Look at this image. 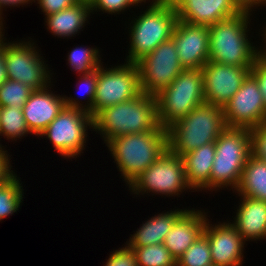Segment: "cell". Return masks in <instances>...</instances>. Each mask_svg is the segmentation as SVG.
Masks as SVG:
<instances>
[{"instance_id":"16","label":"cell","mask_w":266,"mask_h":266,"mask_svg":"<svg viewBox=\"0 0 266 266\" xmlns=\"http://www.w3.org/2000/svg\"><path fill=\"white\" fill-rule=\"evenodd\" d=\"M172 39L184 69H202L209 61V26L178 20Z\"/></svg>"},{"instance_id":"7","label":"cell","mask_w":266,"mask_h":266,"mask_svg":"<svg viewBox=\"0 0 266 266\" xmlns=\"http://www.w3.org/2000/svg\"><path fill=\"white\" fill-rule=\"evenodd\" d=\"M159 125L167 129L205 102L201 69H184L156 96Z\"/></svg>"},{"instance_id":"35","label":"cell","mask_w":266,"mask_h":266,"mask_svg":"<svg viewBox=\"0 0 266 266\" xmlns=\"http://www.w3.org/2000/svg\"><path fill=\"white\" fill-rule=\"evenodd\" d=\"M44 16L57 13L77 3V0H34Z\"/></svg>"},{"instance_id":"11","label":"cell","mask_w":266,"mask_h":266,"mask_svg":"<svg viewBox=\"0 0 266 266\" xmlns=\"http://www.w3.org/2000/svg\"><path fill=\"white\" fill-rule=\"evenodd\" d=\"M141 93L137 64L125 63L97 69L93 117L103 108L134 99Z\"/></svg>"},{"instance_id":"23","label":"cell","mask_w":266,"mask_h":266,"mask_svg":"<svg viewBox=\"0 0 266 266\" xmlns=\"http://www.w3.org/2000/svg\"><path fill=\"white\" fill-rule=\"evenodd\" d=\"M91 8L81 3H75L67 9L45 16V26L49 33L59 38H70L83 31L90 18Z\"/></svg>"},{"instance_id":"3","label":"cell","mask_w":266,"mask_h":266,"mask_svg":"<svg viewBox=\"0 0 266 266\" xmlns=\"http://www.w3.org/2000/svg\"><path fill=\"white\" fill-rule=\"evenodd\" d=\"M252 12L243 9L237 15L209 26V61L229 66L254 65L259 48L248 40Z\"/></svg>"},{"instance_id":"25","label":"cell","mask_w":266,"mask_h":266,"mask_svg":"<svg viewBox=\"0 0 266 266\" xmlns=\"http://www.w3.org/2000/svg\"><path fill=\"white\" fill-rule=\"evenodd\" d=\"M26 134L32 135L29 131L22 108L19 106L0 107V136L7 140L16 141Z\"/></svg>"},{"instance_id":"38","label":"cell","mask_w":266,"mask_h":266,"mask_svg":"<svg viewBox=\"0 0 266 266\" xmlns=\"http://www.w3.org/2000/svg\"><path fill=\"white\" fill-rule=\"evenodd\" d=\"M242 9H247L251 10L257 9V7L261 6L260 8L262 9V6H266V0H235Z\"/></svg>"},{"instance_id":"44","label":"cell","mask_w":266,"mask_h":266,"mask_svg":"<svg viewBox=\"0 0 266 266\" xmlns=\"http://www.w3.org/2000/svg\"><path fill=\"white\" fill-rule=\"evenodd\" d=\"M4 21L5 20H4L3 16H1V14H0V33L5 32V31H3V30H5L4 25H3V24H5V23H3Z\"/></svg>"},{"instance_id":"40","label":"cell","mask_w":266,"mask_h":266,"mask_svg":"<svg viewBox=\"0 0 266 266\" xmlns=\"http://www.w3.org/2000/svg\"><path fill=\"white\" fill-rule=\"evenodd\" d=\"M8 79L3 50L0 48V86Z\"/></svg>"},{"instance_id":"28","label":"cell","mask_w":266,"mask_h":266,"mask_svg":"<svg viewBox=\"0 0 266 266\" xmlns=\"http://www.w3.org/2000/svg\"><path fill=\"white\" fill-rule=\"evenodd\" d=\"M129 248L135 252L138 266H176V260L163 244Z\"/></svg>"},{"instance_id":"18","label":"cell","mask_w":266,"mask_h":266,"mask_svg":"<svg viewBox=\"0 0 266 266\" xmlns=\"http://www.w3.org/2000/svg\"><path fill=\"white\" fill-rule=\"evenodd\" d=\"M52 85L42 90H34L22 107L26 125L35 136H38L65 106L64 97L50 90Z\"/></svg>"},{"instance_id":"6","label":"cell","mask_w":266,"mask_h":266,"mask_svg":"<svg viewBox=\"0 0 266 266\" xmlns=\"http://www.w3.org/2000/svg\"><path fill=\"white\" fill-rule=\"evenodd\" d=\"M250 155V129L227 127L215 141L210 191L230 187L234 193L240 184L244 166Z\"/></svg>"},{"instance_id":"43","label":"cell","mask_w":266,"mask_h":266,"mask_svg":"<svg viewBox=\"0 0 266 266\" xmlns=\"http://www.w3.org/2000/svg\"><path fill=\"white\" fill-rule=\"evenodd\" d=\"M96 2L97 0H77V3L89 6L90 8H92Z\"/></svg>"},{"instance_id":"37","label":"cell","mask_w":266,"mask_h":266,"mask_svg":"<svg viewBox=\"0 0 266 266\" xmlns=\"http://www.w3.org/2000/svg\"><path fill=\"white\" fill-rule=\"evenodd\" d=\"M10 157L8 151L0 157V185L7 184L17 175V173L11 170Z\"/></svg>"},{"instance_id":"12","label":"cell","mask_w":266,"mask_h":266,"mask_svg":"<svg viewBox=\"0 0 266 266\" xmlns=\"http://www.w3.org/2000/svg\"><path fill=\"white\" fill-rule=\"evenodd\" d=\"M136 64L141 92L153 96L167 88L184 70L172 38L159 44Z\"/></svg>"},{"instance_id":"24","label":"cell","mask_w":266,"mask_h":266,"mask_svg":"<svg viewBox=\"0 0 266 266\" xmlns=\"http://www.w3.org/2000/svg\"><path fill=\"white\" fill-rule=\"evenodd\" d=\"M266 201V161L250 155L235 194Z\"/></svg>"},{"instance_id":"33","label":"cell","mask_w":266,"mask_h":266,"mask_svg":"<svg viewBox=\"0 0 266 266\" xmlns=\"http://www.w3.org/2000/svg\"><path fill=\"white\" fill-rule=\"evenodd\" d=\"M104 266H138L135 252L127 245L109 254Z\"/></svg>"},{"instance_id":"15","label":"cell","mask_w":266,"mask_h":266,"mask_svg":"<svg viewBox=\"0 0 266 266\" xmlns=\"http://www.w3.org/2000/svg\"><path fill=\"white\" fill-rule=\"evenodd\" d=\"M207 218L203 234L210 245L213 266H242L245 241L236 227L227 220L211 224Z\"/></svg>"},{"instance_id":"22","label":"cell","mask_w":266,"mask_h":266,"mask_svg":"<svg viewBox=\"0 0 266 266\" xmlns=\"http://www.w3.org/2000/svg\"><path fill=\"white\" fill-rule=\"evenodd\" d=\"M186 210L175 209L159 213L142 223L137 231L125 243L128 247H144L154 244H163L166 235L176 219Z\"/></svg>"},{"instance_id":"4","label":"cell","mask_w":266,"mask_h":266,"mask_svg":"<svg viewBox=\"0 0 266 266\" xmlns=\"http://www.w3.org/2000/svg\"><path fill=\"white\" fill-rule=\"evenodd\" d=\"M226 128L223 107L204 102L167 128L168 149L182 156L215 143Z\"/></svg>"},{"instance_id":"39","label":"cell","mask_w":266,"mask_h":266,"mask_svg":"<svg viewBox=\"0 0 266 266\" xmlns=\"http://www.w3.org/2000/svg\"><path fill=\"white\" fill-rule=\"evenodd\" d=\"M32 2H34V0H0V14H1V16L4 15L3 10L6 7L11 8L13 6V8H14V7H20L21 5L26 6L27 4H30V3L32 5Z\"/></svg>"},{"instance_id":"5","label":"cell","mask_w":266,"mask_h":266,"mask_svg":"<svg viewBox=\"0 0 266 266\" xmlns=\"http://www.w3.org/2000/svg\"><path fill=\"white\" fill-rule=\"evenodd\" d=\"M131 20L129 49L125 62L136 64L159 44L172 38L178 21L176 8L171 0H160Z\"/></svg>"},{"instance_id":"13","label":"cell","mask_w":266,"mask_h":266,"mask_svg":"<svg viewBox=\"0 0 266 266\" xmlns=\"http://www.w3.org/2000/svg\"><path fill=\"white\" fill-rule=\"evenodd\" d=\"M223 113L227 127L251 129L266 122L264 97L256 78L251 73L224 105Z\"/></svg>"},{"instance_id":"41","label":"cell","mask_w":266,"mask_h":266,"mask_svg":"<svg viewBox=\"0 0 266 266\" xmlns=\"http://www.w3.org/2000/svg\"><path fill=\"white\" fill-rule=\"evenodd\" d=\"M265 29V30H264ZM264 30V31H263ZM263 30H262V32H263V34H261V36L263 37V39H262V42L264 41V44H261V45H263V46H260L259 48L260 49H258V52H259V56L264 60V61H266V26H265V28H264V26H263Z\"/></svg>"},{"instance_id":"10","label":"cell","mask_w":266,"mask_h":266,"mask_svg":"<svg viewBox=\"0 0 266 266\" xmlns=\"http://www.w3.org/2000/svg\"><path fill=\"white\" fill-rule=\"evenodd\" d=\"M88 128L91 131L94 128L93 117L88 112L64 106L38 137L47 138L64 159H76L87 146Z\"/></svg>"},{"instance_id":"14","label":"cell","mask_w":266,"mask_h":266,"mask_svg":"<svg viewBox=\"0 0 266 266\" xmlns=\"http://www.w3.org/2000/svg\"><path fill=\"white\" fill-rule=\"evenodd\" d=\"M251 68L208 61L201 69L205 102L224 107L240 89Z\"/></svg>"},{"instance_id":"27","label":"cell","mask_w":266,"mask_h":266,"mask_svg":"<svg viewBox=\"0 0 266 266\" xmlns=\"http://www.w3.org/2000/svg\"><path fill=\"white\" fill-rule=\"evenodd\" d=\"M16 175L7 184L0 185V221L19 211L23 203L24 189Z\"/></svg>"},{"instance_id":"46","label":"cell","mask_w":266,"mask_h":266,"mask_svg":"<svg viewBox=\"0 0 266 266\" xmlns=\"http://www.w3.org/2000/svg\"><path fill=\"white\" fill-rule=\"evenodd\" d=\"M4 146L0 144V157L6 152Z\"/></svg>"},{"instance_id":"32","label":"cell","mask_w":266,"mask_h":266,"mask_svg":"<svg viewBox=\"0 0 266 266\" xmlns=\"http://www.w3.org/2000/svg\"><path fill=\"white\" fill-rule=\"evenodd\" d=\"M251 155L266 161V122L250 129Z\"/></svg>"},{"instance_id":"17","label":"cell","mask_w":266,"mask_h":266,"mask_svg":"<svg viewBox=\"0 0 266 266\" xmlns=\"http://www.w3.org/2000/svg\"><path fill=\"white\" fill-rule=\"evenodd\" d=\"M176 8L178 20L211 26L220 20L240 13L243 9L235 0H171Z\"/></svg>"},{"instance_id":"30","label":"cell","mask_w":266,"mask_h":266,"mask_svg":"<svg viewBox=\"0 0 266 266\" xmlns=\"http://www.w3.org/2000/svg\"><path fill=\"white\" fill-rule=\"evenodd\" d=\"M79 79H78V84L83 85L84 87V96L86 97L85 105L84 102H82V99L79 100L78 98L73 97H68V96H63L64 97V104L67 107L70 108H77L80 110H83L85 112H88L92 117H93V103H94V98H95V93H96V85H97V70L90 72L88 74H79ZM81 90V91H83ZM82 98V97H81ZM81 102V103H80ZM83 103V104H82Z\"/></svg>"},{"instance_id":"31","label":"cell","mask_w":266,"mask_h":266,"mask_svg":"<svg viewBox=\"0 0 266 266\" xmlns=\"http://www.w3.org/2000/svg\"><path fill=\"white\" fill-rule=\"evenodd\" d=\"M34 90L18 81L7 79L0 86V107L19 106L26 103Z\"/></svg>"},{"instance_id":"36","label":"cell","mask_w":266,"mask_h":266,"mask_svg":"<svg viewBox=\"0 0 266 266\" xmlns=\"http://www.w3.org/2000/svg\"><path fill=\"white\" fill-rule=\"evenodd\" d=\"M250 73L256 78L259 84V90L264 97L266 107V61H264L259 55L257 56Z\"/></svg>"},{"instance_id":"34","label":"cell","mask_w":266,"mask_h":266,"mask_svg":"<svg viewBox=\"0 0 266 266\" xmlns=\"http://www.w3.org/2000/svg\"><path fill=\"white\" fill-rule=\"evenodd\" d=\"M131 9V5L127 2V0H97L94 6L91 8V13L94 12H103L110 14H120L123 13L126 9Z\"/></svg>"},{"instance_id":"26","label":"cell","mask_w":266,"mask_h":266,"mask_svg":"<svg viewBox=\"0 0 266 266\" xmlns=\"http://www.w3.org/2000/svg\"><path fill=\"white\" fill-rule=\"evenodd\" d=\"M67 58L71 71L74 70L78 75L93 72L102 64L100 51L97 47L76 46L70 50Z\"/></svg>"},{"instance_id":"20","label":"cell","mask_w":266,"mask_h":266,"mask_svg":"<svg viewBox=\"0 0 266 266\" xmlns=\"http://www.w3.org/2000/svg\"><path fill=\"white\" fill-rule=\"evenodd\" d=\"M240 203L232 224L243 240L266 239V201L240 196Z\"/></svg>"},{"instance_id":"8","label":"cell","mask_w":266,"mask_h":266,"mask_svg":"<svg viewBox=\"0 0 266 266\" xmlns=\"http://www.w3.org/2000/svg\"><path fill=\"white\" fill-rule=\"evenodd\" d=\"M130 192L137 195L153 194L173 197L185 190H192L188 185L181 156L168 148L145 171H142L128 186ZM149 193V194H148Z\"/></svg>"},{"instance_id":"21","label":"cell","mask_w":266,"mask_h":266,"mask_svg":"<svg viewBox=\"0 0 266 266\" xmlns=\"http://www.w3.org/2000/svg\"><path fill=\"white\" fill-rule=\"evenodd\" d=\"M191 192L210 191V176L215 158V143H208L181 156Z\"/></svg>"},{"instance_id":"9","label":"cell","mask_w":266,"mask_h":266,"mask_svg":"<svg viewBox=\"0 0 266 266\" xmlns=\"http://www.w3.org/2000/svg\"><path fill=\"white\" fill-rule=\"evenodd\" d=\"M6 39L3 40L1 49L8 79L23 83L33 90H42L51 85L54 73H51L45 58L36 49L37 44L31 39L19 42H6Z\"/></svg>"},{"instance_id":"19","label":"cell","mask_w":266,"mask_h":266,"mask_svg":"<svg viewBox=\"0 0 266 266\" xmlns=\"http://www.w3.org/2000/svg\"><path fill=\"white\" fill-rule=\"evenodd\" d=\"M202 211L194 208L186 209L176 219L166 235L163 245L176 261L203 233L204 225L209 216L205 210Z\"/></svg>"},{"instance_id":"2","label":"cell","mask_w":266,"mask_h":266,"mask_svg":"<svg viewBox=\"0 0 266 266\" xmlns=\"http://www.w3.org/2000/svg\"><path fill=\"white\" fill-rule=\"evenodd\" d=\"M106 146L118 171L121 172L123 181L129 186L168 148L167 129L158 125L149 132L115 137Z\"/></svg>"},{"instance_id":"29","label":"cell","mask_w":266,"mask_h":266,"mask_svg":"<svg viewBox=\"0 0 266 266\" xmlns=\"http://www.w3.org/2000/svg\"><path fill=\"white\" fill-rule=\"evenodd\" d=\"M176 266H213L210 245L203 233L176 261Z\"/></svg>"},{"instance_id":"42","label":"cell","mask_w":266,"mask_h":266,"mask_svg":"<svg viewBox=\"0 0 266 266\" xmlns=\"http://www.w3.org/2000/svg\"><path fill=\"white\" fill-rule=\"evenodd\" d=\"M147 0H127V2L131 5V6H139V5H141L142 3H147L146 2ZM160 0H152V1H150V0H148V2H151L150 4H148L149 5V7H152V6H154V5H156L158 2H159ZM139 4V5H138Z\"/></svg>"},{"instance_id":"1","label":"cell","mask_w":266,"mask_h":266,"mask_svg":"<svg viewBox=\"0 0 266 266\" xmlns=\"http://www.w3.org/2000/svg\"><path fill=\"white\" fill-rule=\"evenodd\" d=\"M159 125L156 97L141 92L134 99L108 106L93 117V131L105 144L115 137L144 133Z\"/></svg>"},{"instance_id":"45","label":"cell","mask_w":266,"mask_h":266,"mask_svg":"<svg viewBox=\"0 0 266 266\" xmlns=\"http://www.w3.org/2000/svg\"><path fill=\"white\" fill-rule=\"evenodd\" d=\"M6 37H4V32H1L0 33V48H1V45L3 43V40L5 39Z\"/></svg>"}]
</instances>
